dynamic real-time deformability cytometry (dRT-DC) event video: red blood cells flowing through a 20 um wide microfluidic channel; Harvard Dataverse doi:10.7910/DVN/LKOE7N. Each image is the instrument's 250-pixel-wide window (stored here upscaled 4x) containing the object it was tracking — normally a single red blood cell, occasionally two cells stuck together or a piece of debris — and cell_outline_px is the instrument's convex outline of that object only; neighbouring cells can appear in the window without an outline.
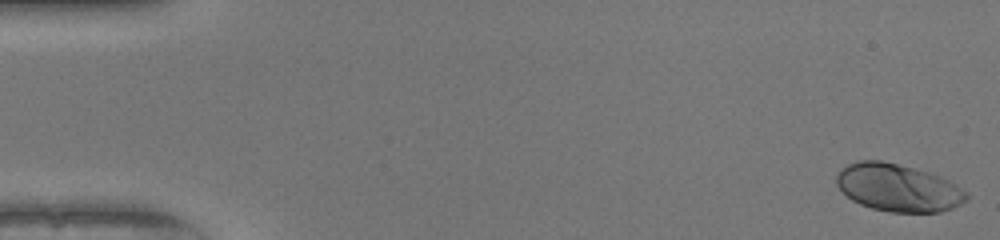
{"species": "human", "species_latin": "Homo sapiens", "temperature_condition": "warm", "stored_images_in_passage": 50, "camera_frame_rate_fps": 3000, "um_per_image_px": 0.085, "donor": {"sex": "female"}, "frame": {"image": 1, "passage_image": 1, "time_ms": 0.0, "image_size_px": [1000, 240], "cell_outline_px": [[968, 200], [952, 208], [940, 212], [888, 212], [872, 208], [860, 204], [852, 200], [836, 184], [836, 172], [848, 164], [860, 160], [880, 160], [928, 172], [940, 176], [948, 180], [968, 192]], "centroid_in_image_um": [76.34, 15.96], "position_along_channel_um": 8.7, "area_um2": 35.89}}
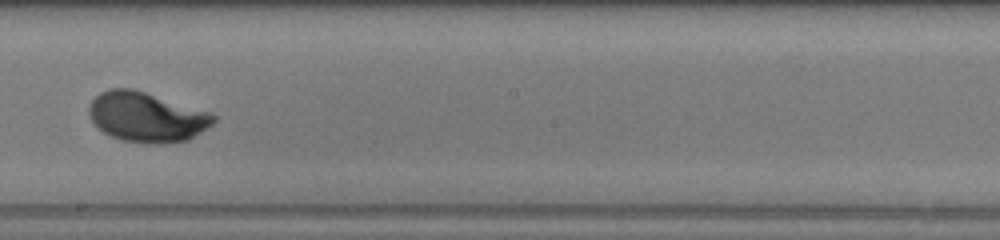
{"frame": {"image": 2, "passage_image": 29, "time_ms": 9.333, "image_size_px": [1000, 240], "cell_outline_px": [[216, 120], [212, 124], [188, 140], [156, 144], [148, 144], [120, 140], [104, 132], [92, 120], [88, 112], [88, 108], [92, 100], [100, 92], [112, 88], [132, 88], [212, 112], [216, 116]], "centroid_in_image_um": [12.48, 9.94], "position_along_channel_um": 235.7, "area_um2": 36.13}}
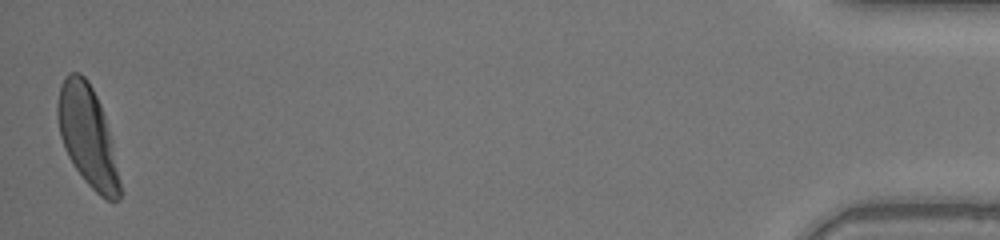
{"frame": {"image": 3, "passage_image": 50, "time_ms": 16.333, "image_size_px": [1000, 240], "cell_outline_px": [[120, 200], [104, 200], [84, 180], [68, 156], [64, 148], [60, 136], [56, 116], [56, 104], [60, 84], [64, 76], [68, 72], [80, 72], [88, 80], [100, 104], [104, 116], [112, 144], [120, 184]], "centroid_in_image_um": [7.39, 11.52], "position_along_channel_um": 427.8, "area_um2": 36.18}, "authors_computed_cell_mechanics": {"area_um2": 35.2869, "velocity_mm_per_s": 4.1087, "shape_relaxation_time_tau1_ms": 2.0221, "shape_relaxation_time_tau2_ms": null, "deformation_change_tau1": 0.1693, "deformation_change_tau2": null}}